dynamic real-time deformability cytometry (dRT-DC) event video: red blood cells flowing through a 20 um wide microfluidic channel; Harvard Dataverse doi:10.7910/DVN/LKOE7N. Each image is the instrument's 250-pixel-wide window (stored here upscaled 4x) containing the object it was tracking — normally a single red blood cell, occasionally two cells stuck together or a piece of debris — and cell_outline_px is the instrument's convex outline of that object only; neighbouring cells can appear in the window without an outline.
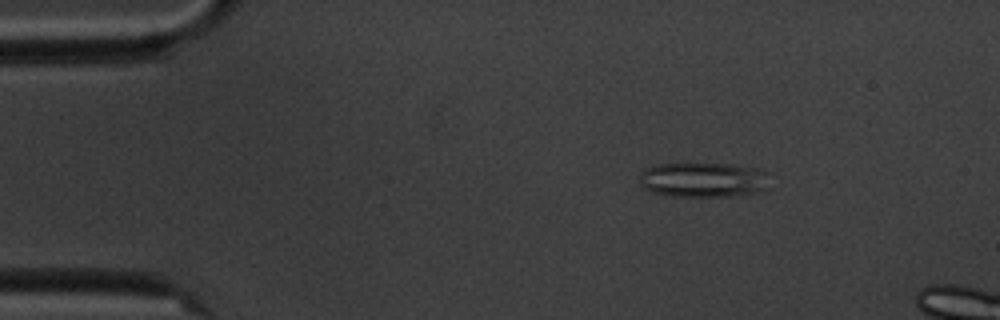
{"species": "common noctule bat (a hibernating species)", "species_latin": "Nyctalus noctula", "temperature_condition": "cold", "stored_images_in_passage": 6, "camera_frame_rate_fps": 3000, "um_per_image_px": 0.085, "animal": {"sex": "male", "body_mass_g": 20.1, "forearm_length_mm": 53.5}, "frame": {"image": 1, "passage_image": 3, "time_ms": 2.0, "image_size_px": [1000, 320], "cell_outline_px": [[768, 188], [760, 192], [732, 196], [672, 196], [652, 192], [644, 188], [640, 184], [640, 172], [644, 168], [656, 164], [732, 164], [760, 168], [764, 172]], "centroid_in_image_um": [59.76, 15.28], "position_along_channel_um": 25.2, "area_um2": 26.53}}